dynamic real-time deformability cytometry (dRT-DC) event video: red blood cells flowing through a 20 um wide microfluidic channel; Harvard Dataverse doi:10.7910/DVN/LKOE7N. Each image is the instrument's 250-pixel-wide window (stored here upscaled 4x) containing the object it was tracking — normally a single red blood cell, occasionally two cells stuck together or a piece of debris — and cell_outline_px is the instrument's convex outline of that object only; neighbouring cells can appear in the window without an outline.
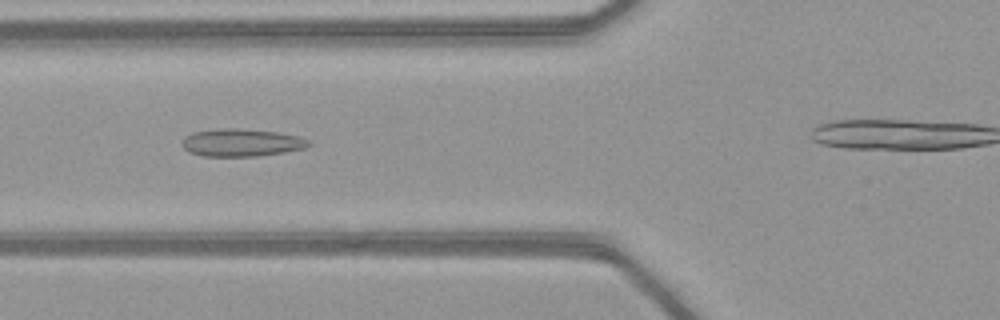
{"species": "common noctule bat (a hibernating species)", "species_latin": "Nyctalus noctula", "temperature_condition": "warm", "stored_images_in_passage": 37, "camera_frame_rate_fps": 3000, "um_per_image_px": 0.085, "animal": {"sex": "female", "body_mass_g": 21.9}, "frame": {"image": 1, "passage_image": 15, "time_ms": 4.667, "image_size_px": [1000, 320], "cell_outline_px": [[312, 144], [304, 148], [284, 152], [256, 156], [204, 156], [188, 152], [184, 148], [184, 136], [192, 132], [220, 128], [236, 128], [276, 132], [300, 136], [308, 140]], "centroid_in_image_um": [20.53, 12.12], "position_along_channel_um": 105.3, "area_um2": 20.29}}
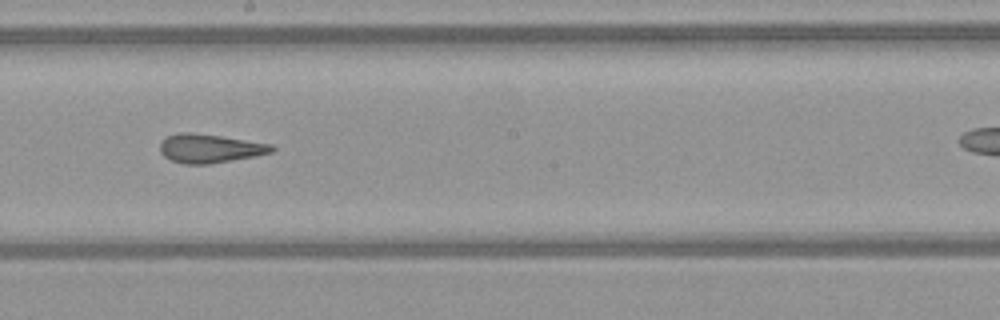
{"frame": {"image": 2, "passage_image": 24, "time_ms": 7.667, "image_size_px": [1000, 320], "cell_outline_px": [[276, 148], [272, 152], [256, 156], [208, 164], [184, 164], [172, 160], [164, 156], [160, 152], [160, 140], [168, 136], [180, 132], [188, 132], [220, 136], [272, 144]], "centroid_in_image_um": [17.82, 12.61], "position_along_channel_um": 230.4, "area_um2": 18.67}}
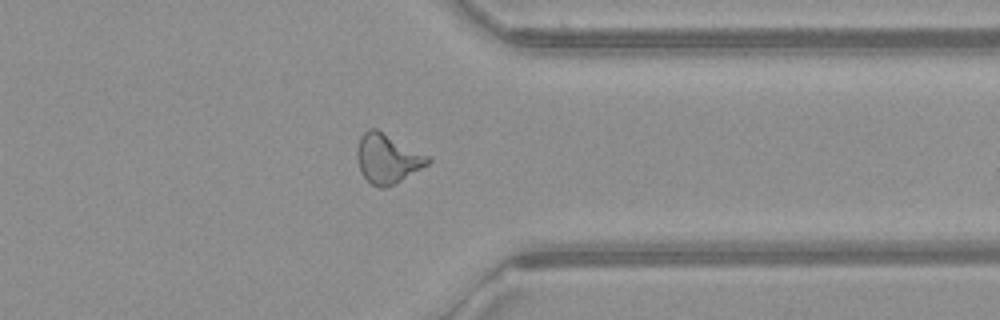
{"frame": {"image": 3, "passage_image": 35, "time_ms": 11.333, "image_size_px": [1000, 320], "cell_outline_px": [[432, 160], [428, 164], [388, 188], [380, 188], [372, 184], [360, 172], [356, 156], [356, 148], [360, 136], [368, 128], [376, 128], [432, 156]], "centroid_in_image_um": [32.94, 13.46], "position_along_channel_um": 378.5, "area_um2": 20.75}}